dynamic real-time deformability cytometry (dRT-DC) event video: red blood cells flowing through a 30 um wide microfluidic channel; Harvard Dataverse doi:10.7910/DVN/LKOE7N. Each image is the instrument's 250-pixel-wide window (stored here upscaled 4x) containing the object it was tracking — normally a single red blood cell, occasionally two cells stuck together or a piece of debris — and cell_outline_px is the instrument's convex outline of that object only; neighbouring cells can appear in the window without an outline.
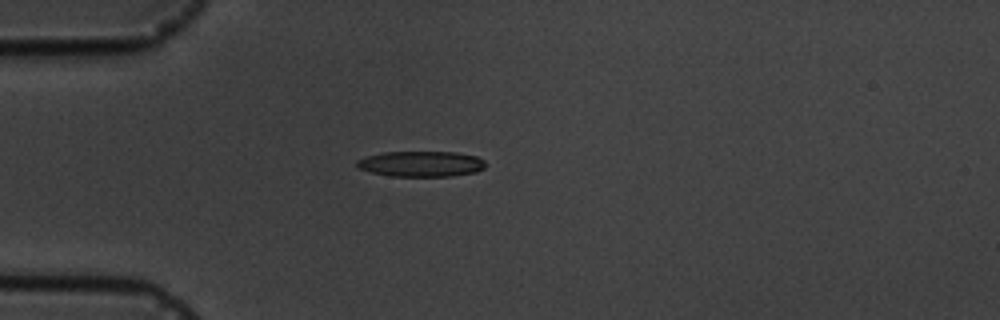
{"species": "common noctule bat (a hibernating species)", "species_latin": "Nyctalus noctula", "temperature_condition": "cold", "stored_images_in_passage": 11, "camera_frame_rate_fps": 3000, "um_per_image_px": 0.085, "animal": {"sex": "male", "body_mass_g": 19.5, "forearm_length_mm": 54.6}, "frame": {"image": 1, "passage_image": 4, "time_ms": 3.667, "image_size_px": [1000, 320], "cell_outline_px": [[484, 168], [476, 172], [452, 176], [392, 176], [372, 172], [356, 168], [356, 160], [364, 156], [384, 152], [456, 152], [476, 156], [484, 160]], "centroid_in_image_um": [35.76, 13.92], "position_along_channel_um": 49.2, "area_um2": 19.25}}
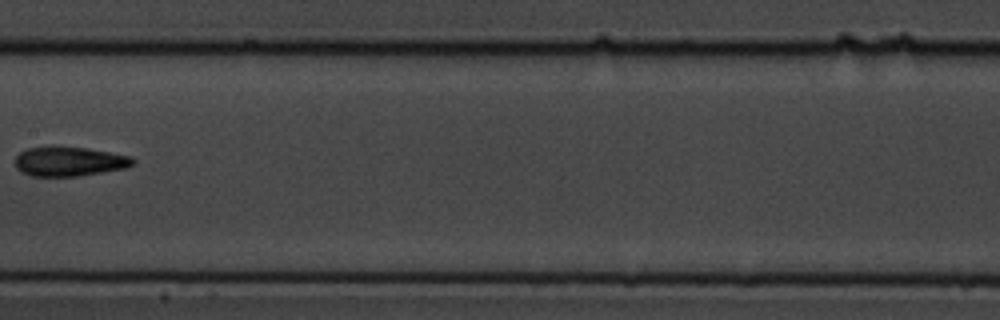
{"frame": {"image": 2, "passage_image": 8, "time_ms": 8.333, "image_size_px": [1000, 320], "cell_outline_px": [[136, 160], [128, 168], [80, 176], [32, 176], [20, 172], [16, 168], [16, 156], [20, 152], [28, 148], [56, 144], [88, 148], [128, 156]], "centroid_in_image_um": [5.86, 13.7], "position_along_channel_um": 201.5, "area_um2": 20.69}}
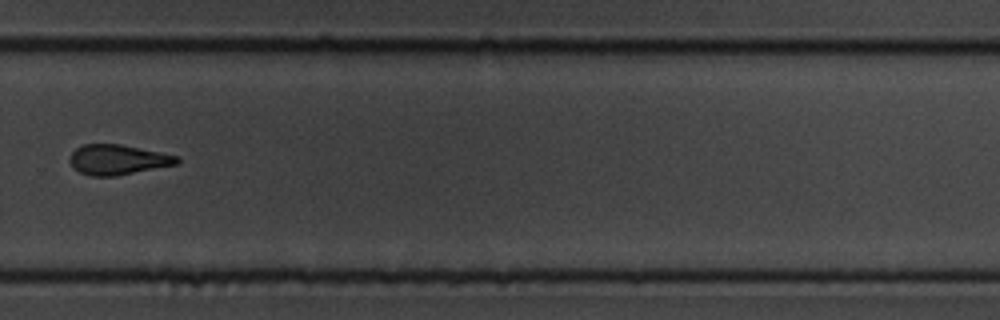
{"frame": {"image": 3, "passage_image": 11, "time_ms": 11.667, "image_size_px": [1000, 320], "cell_outline_px": [[180, 164], [116, 176], [92, 176], [80, 172], [72, 168], [68, 160], [72, 152], [76, 148], [84, 144], [120, 144], [180, 156]], "centroid_in_image_um": [10.03, 13.58], "position_along_channel_um": 319.8, "area_um2": 19.02}}